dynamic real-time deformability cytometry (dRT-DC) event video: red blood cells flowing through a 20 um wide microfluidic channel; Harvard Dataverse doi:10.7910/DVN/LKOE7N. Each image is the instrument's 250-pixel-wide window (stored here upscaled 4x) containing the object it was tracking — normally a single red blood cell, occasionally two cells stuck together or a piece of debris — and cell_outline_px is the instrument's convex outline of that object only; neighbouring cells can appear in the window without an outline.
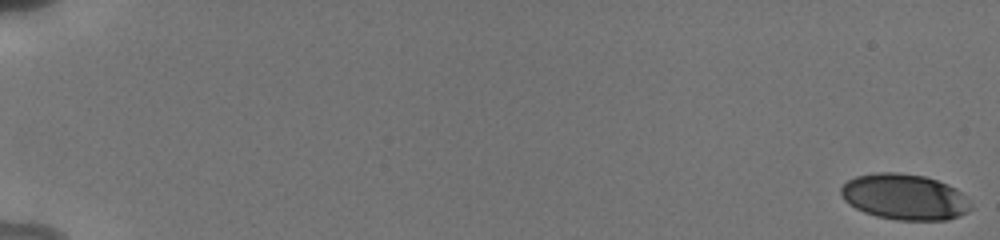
{"species": "human", "species_latin": "Homo sapiens", "temperature_condition": "cold", "stored_images_in_passage": 20, "camera_frame_rate_fps": 3000, "um_per_image_px": 0.085, "donor": {"sex": "male"}, "frame": {"image": 1, "passage_image": 1, "time_ms": 0.0, "image_size_px": [1000, 240], "cell_outline_px": [[972, 208], [968, 212], [960, 216], [948, 220], [896, 220], [876, 216], [864, 212], [848, 204], [844, 200], [840, 192], [840, 188], [848, 180], [856, 176], [876, 172], [900, 172], [924, 176], [948, 184], [956, 188], [972, 204]], "centroid_in_image_um": [76.89, 16.74], "position_along_channel_um": 8.1, "area_um2": 34.91}}
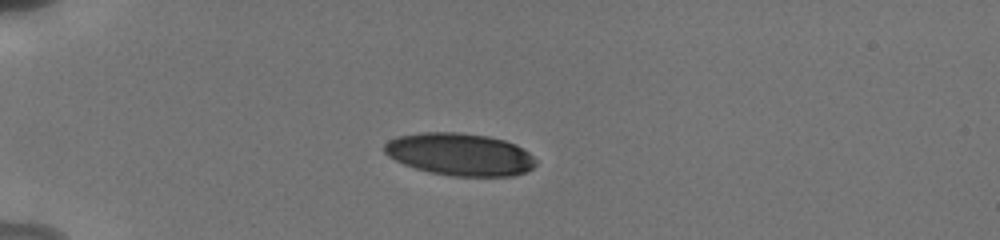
{"frame": {"image": 2, "passage_image": 13, "time_ms": 5.333, "image_size_px": [1000, 240], "cell_outline_px": [[536, 164], [532, 168], [524, 172], [512, 176], [452, 176], [428, 172], [404, 164], [388, 156], [384, 152], [384, 144], [388, 140], [396, 136], [424, 132], [456, 132], [488, 136], [504, 140], [516, 144], [528, 152], [536, 160]], "centroid_in_image_um": [39.07, 13.11], "position_along_channel_um": 45.9, "area_um2": 37.45}}
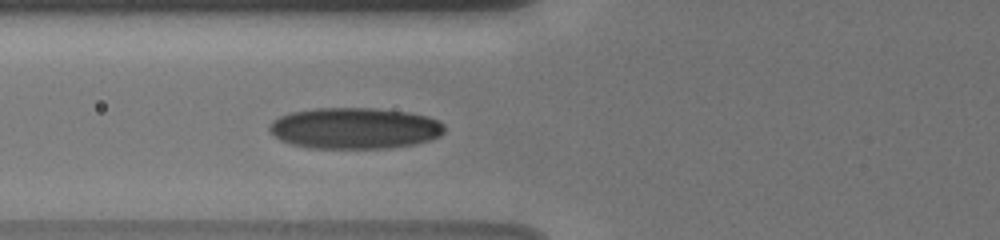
{"frame": {"image": 3, "passage_image": 20, "time_ms": 7.667, "image_size_px": [1000, 240], "cell_outline_px": [[444, 132], [440, 136], [416, 144], [388, 148], [308, 148], [292, 144], [280, 140], [268, 128], [272, 120], [288, 112], [316, 108], [372, 108], [408, 112], [428, 116], [444, 124]], "centroid_in_image_um": [30.14, 10.9], "position_along_channel_um": 95.7, "area_um2": 42.14}}